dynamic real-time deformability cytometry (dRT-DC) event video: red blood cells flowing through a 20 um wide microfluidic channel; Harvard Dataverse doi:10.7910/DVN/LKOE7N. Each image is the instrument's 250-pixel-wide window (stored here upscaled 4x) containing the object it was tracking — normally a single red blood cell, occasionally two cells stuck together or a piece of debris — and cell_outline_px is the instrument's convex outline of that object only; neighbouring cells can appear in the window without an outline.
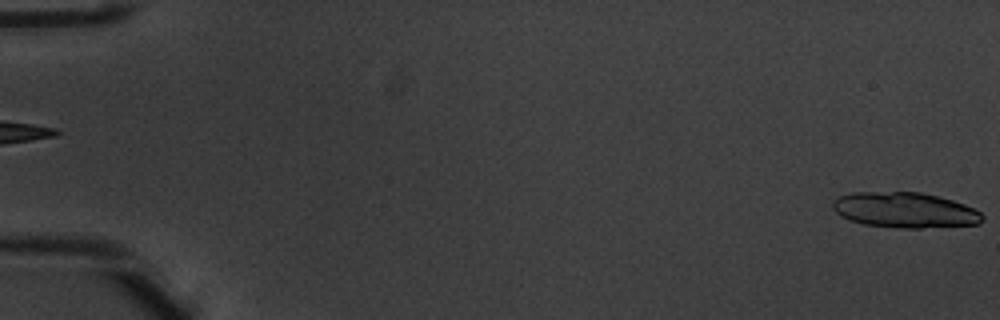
{"species": "common noctule bat (a hibernating species)", "species_latin": "Nyctalus noctula", "temperature_condition": "warm", "stored_images_in_passage": 3, "segment_of_instrument_passage": [2, 2], "camera_frame_rate_fps": 3000, "um_per_image_px": 0.085, "animal": {"sex": "male", "body_mass_g": 20.1, "forearm_length_mm": 53.5}, "frame": {"image": 1, "passage_image": 3, "time_ms": 0.667, "image_size_px": [1000, 320], "cell_outline_px": [[984, 220], [980, 224], [920, 228], [904, 228], [864, 224], [840, 216], [832, 208], [832, 200], [840, 196], [852, 192], [920, 192], [940, 196], [964, 204], [980, 212], [984, 216]], "centroid_in_image_um": [76.92, 17.85], "position_along_channel_um": 8.1, "area_um2": 30.92}}